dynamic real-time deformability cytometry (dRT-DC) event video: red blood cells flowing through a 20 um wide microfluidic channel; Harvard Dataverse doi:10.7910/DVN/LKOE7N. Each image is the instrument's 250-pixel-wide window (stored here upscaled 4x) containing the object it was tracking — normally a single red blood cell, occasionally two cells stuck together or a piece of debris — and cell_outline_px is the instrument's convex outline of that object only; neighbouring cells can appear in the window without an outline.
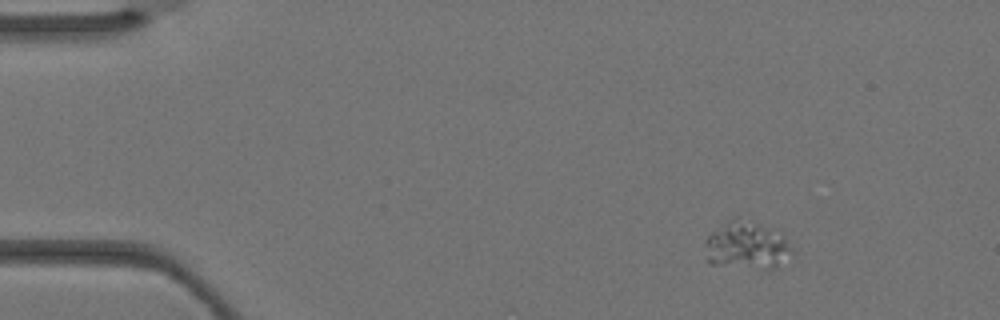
{"species": "Egyptian fruit bat (a non-hibernating species)", "species_latin": "Rousettus aegyptiacus", "temperature_condition": "warm", "stored_images_in_passage": 2, "camera_frame_rate_fps": 3000, "um_per_image_px": 0.085, "animal": {"sex": "female"}, "frame": {"image": 1, "passage_image": 1, "time_ms": 0.0, "image_size_px": [1000, 320], "cell_outline_px": [[792, 252], [772, 272], [764, 272], [708, 264], [704, 244], [704, 240], [712, 232], [728, 220], [736, 216], [780, 228], [792, 248]], "centroid_in_image_um": [63.51, 20.89], "position_along_channel_um": 21.5, "area_um2": 25.78}}